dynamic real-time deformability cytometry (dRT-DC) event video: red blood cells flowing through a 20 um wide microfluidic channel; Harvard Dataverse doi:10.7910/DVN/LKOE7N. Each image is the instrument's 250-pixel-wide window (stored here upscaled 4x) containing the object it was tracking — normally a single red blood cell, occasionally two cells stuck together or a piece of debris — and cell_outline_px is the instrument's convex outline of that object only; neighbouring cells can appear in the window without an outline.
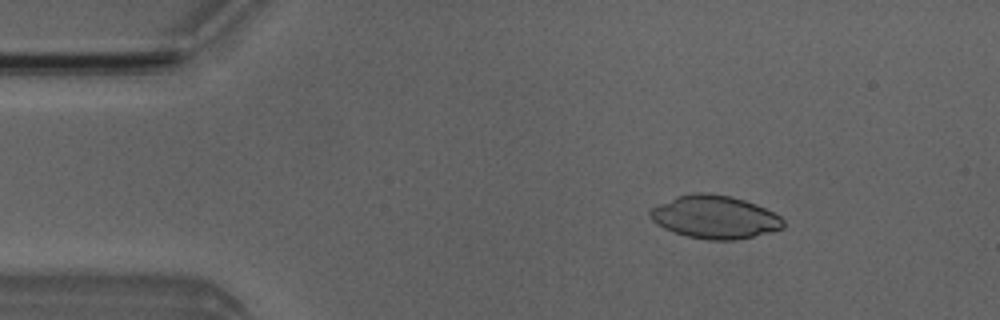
{"species": "Egyptian fruit bat (a non-hibernating species)", "species_latin": "Rousettus aegyptiacus", "temperature_condition": "room temperature", "stored_images_in_passage": 4, "camera_frame_rate_fps": 3000, "um_per_image_px": 0.085, "animal": {"sex": "male"}, "frame": {"image": 1, "passage_image": 2, "time_ms": 1.0, "image_size_px": [1000, 320], "cell_outline_px": [[784, 228], [736, 240], [708, 240], [688, 236], [664, 228], [656, 224], [648, 216], [648, 212], [652, 208], [676, 196], [692, 192], [708, 192], [732, 196], [756, 204], [780, 216], [784, 220]], "centroid_in_image_um": [60.74, 18.43], "position_along_channel_um": 24.3, "area_um2": 33.35}}